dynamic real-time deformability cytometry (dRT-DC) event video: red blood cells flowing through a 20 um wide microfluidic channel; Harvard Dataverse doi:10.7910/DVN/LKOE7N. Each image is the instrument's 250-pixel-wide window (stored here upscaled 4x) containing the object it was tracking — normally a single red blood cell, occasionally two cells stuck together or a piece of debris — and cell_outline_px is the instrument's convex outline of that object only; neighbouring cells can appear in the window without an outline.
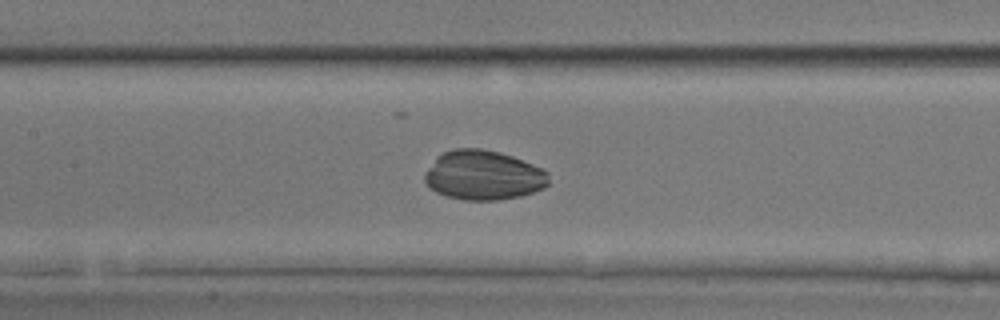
{"species": "common noctule bat (a hibernating species)", "species_latin": "Nyctalus noctula", "temperature_condition": "room temperature", "stored_images_in_passage": 54, "camera_frame_rate_fps": 3000, "um_per_image_px": 0.085, "animal": {"sex": "male", "body_mass_g": 17.9, "forearm_length_mm": 54.2}, "frame": {"image": 1, "passage_image": 26, "time_ms": 8.333, "image_size_px": [1000, 320], "cell_outline_px": [[548, 184], [544, 188], [520, 196], [496, 200], [464, 200], [444, 196], [436, 192], [424, 180], [424, 172], [436, 156], [452, 148], [480, 148], [500, 152], [512, 156], [532, 164], [548, 172]], "centroid_in_image_um": [41.05, 14.89], "position_along_channel_um": 166.3, "area_um2": 35.89}}
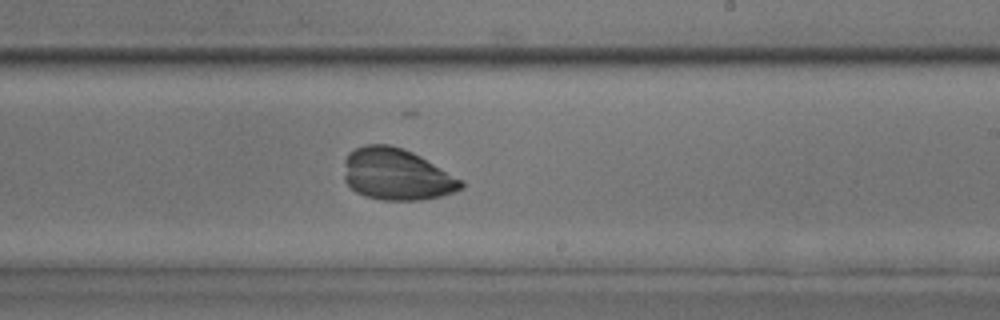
{"frame": {"image": 2, "passage_image": 33, "time_ms": 10.667, "image_size_px": [1000, 320], "cell_outline_px": [[464, 184], [460, 188], [452, 192], [440, 196], [420, 200], [380, 200], [364, 196], [356, 192], [344, 180], [344, 160], [348, 152], [364, 144], [388, 144], [412, 152], [420, 156], [464, 180]], "centroid_in_image_um": [33.68, 14.82], "position_along_channel_um": 255.3, "area_um2": 35.26}}
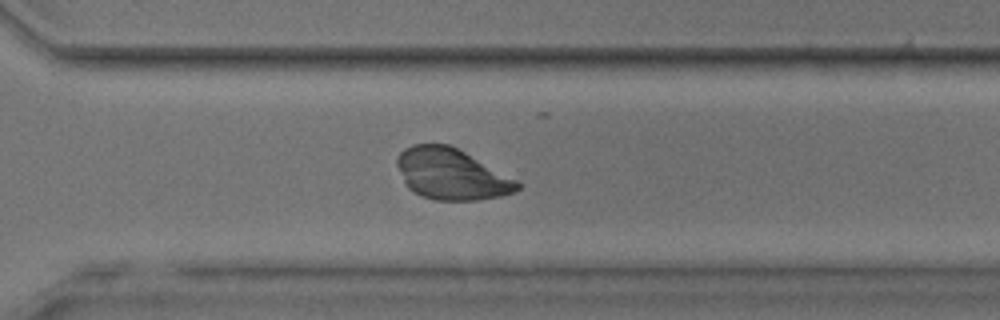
{"frame": {"image": 3, "passage_image": 39, "time_ms": 12.667, "image_size_px": [1000, 320], "cell_outline_px": [[524, 184], [516, 192], [500, 196], [476, 200], [436, 200], [420, 196], [412, 192], [408, 188], [396, 164], [396, 160], [400, 152], [404, 148], [412, 144], [448, 144], [520, 180]], "centroid_in_image_um": [38.41, 14.81], "position_along_channel_um": 332.2, "area_um2": 36.01}}